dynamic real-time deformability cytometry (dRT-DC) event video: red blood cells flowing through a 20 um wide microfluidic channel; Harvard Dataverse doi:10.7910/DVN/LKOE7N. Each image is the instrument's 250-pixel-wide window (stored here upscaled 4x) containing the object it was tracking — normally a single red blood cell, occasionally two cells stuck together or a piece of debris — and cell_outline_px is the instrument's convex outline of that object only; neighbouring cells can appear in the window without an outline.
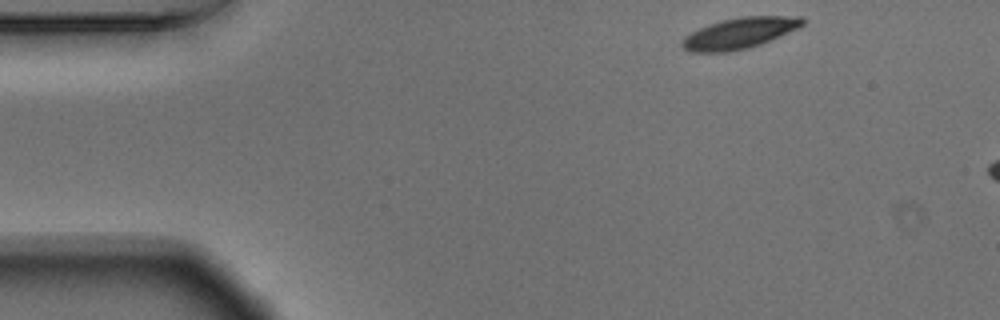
{"species": "Egyptian fruit bat (a non-hibernating species)", "species_latin": "Rousettus aegyptiacus", "temperature_condition": "warm", "stored_images_in_passage": 7, "camera_frame_rate_fps": 3000, "um_per_image_px": 0.085, "animal": {"sex": "male"}, "frame": {"image": 1, "passage_image": 1, "time_ms": 0.0, "image_size_px": [1000, 320], "cell_outline_px": [[804, 24], [800, 28], [760, 44], [748, 48], [728, 52], [692, 52], [684, 48], [680, 44], [684, 36], [708, 24], [720, 20], [740, 16], [804, 16]], "centroid_in_image_um": [62.88, 2.81], "position_along_channel_um": 22.1, "area_um2": 21.85}}